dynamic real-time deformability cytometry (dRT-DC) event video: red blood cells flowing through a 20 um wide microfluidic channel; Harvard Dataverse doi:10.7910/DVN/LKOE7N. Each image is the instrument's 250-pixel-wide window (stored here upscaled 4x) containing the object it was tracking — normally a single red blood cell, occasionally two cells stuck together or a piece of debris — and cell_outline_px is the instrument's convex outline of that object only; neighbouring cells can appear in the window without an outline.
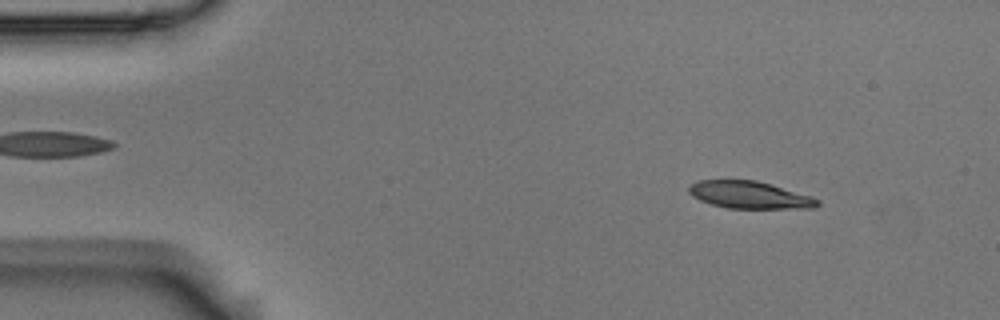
{"species": "Egyptian fruit bat (a non-hibernating species)", "species_latin": "Rousettus aegyptiacus", "temperature_condition": "room temperature", "stored_images_in_passage": 5, "segment_of_instrument_passage": [2, 2], "camera_frame_rate_fps": 3000, "um_per_image_px": 0.085, "animal": {"sex": "male"}, "frame": {"image": 1, "passage_image": 5, "time_ms": 1.333, "image_size_px": [1000, 320], "cell_outline_px": [[820, 204], [816, 208], [728, 208], [712, 204], [700, 200], [692, 196], [688, 192], [688, 188], [692, 184], [700, 180], [756, 180], [812, 196], [820, 200]], "centroid_in_image_um": [63.74, 16.57], "position_along_channel_um": 21.3, "area_um2": 20.35}}